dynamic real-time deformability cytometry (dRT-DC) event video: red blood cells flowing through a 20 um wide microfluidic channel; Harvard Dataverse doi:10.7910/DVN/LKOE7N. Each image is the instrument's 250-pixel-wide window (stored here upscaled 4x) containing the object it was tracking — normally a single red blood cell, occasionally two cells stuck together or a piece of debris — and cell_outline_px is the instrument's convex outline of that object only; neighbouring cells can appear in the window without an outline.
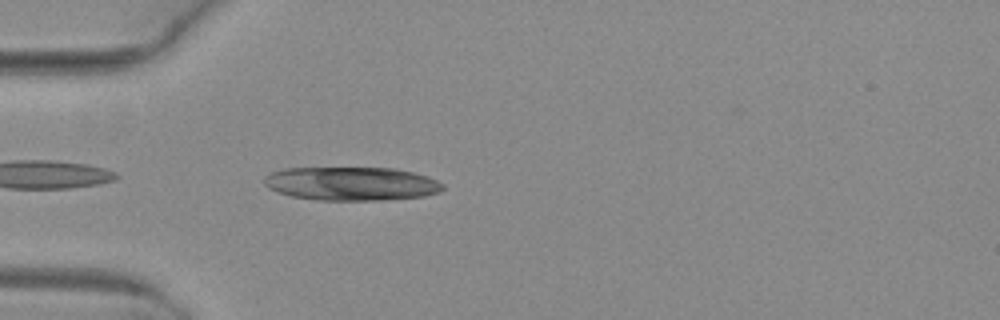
{"species": "common noctule bat (a hibernating species)", "species_latin": "Nyctalus noctula", "temperature_condition": "warm", "stored_images_in_passage": 31, "camera_frame_rate_fps": 3000, "um_per_image_px": 0.085, "animal": {"sex": "female", "body_mass_g": 29.2, "forearm_length_mm": 56.3}, "frame": {"image": 1, "passage_image": 2, "time_ms": 0.333, "image_size_px": [1000, 320], "cell_outline_px": [[444, 188], [440, 192], [424, 196], [380, 200], [316, 200], [292, 196], [268, 188], [264, 184], [264, 176], [272, 172], [284, 168], [396, 168], [428, 176], [444, 184]], "centroid_in_image_um": [29.88, 15.61], "position_along_channel_um": 55.1, "area_um2": 35.03}}